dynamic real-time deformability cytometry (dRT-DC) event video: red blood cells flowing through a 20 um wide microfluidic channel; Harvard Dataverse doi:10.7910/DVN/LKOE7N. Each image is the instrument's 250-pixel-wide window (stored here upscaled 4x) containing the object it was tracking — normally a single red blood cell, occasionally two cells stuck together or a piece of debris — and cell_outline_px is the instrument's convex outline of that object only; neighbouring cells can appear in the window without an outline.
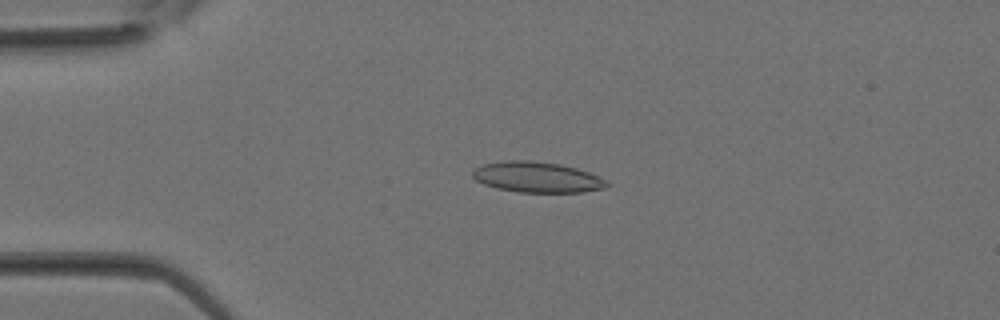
{"species": "Egyptian fruit bat (a non-hibernating species)", "species_latin": "Rousettus aegyptiacus", "temperature_condition": "room temperature", "stored_images_in_passage": 33, "camera_frame_rate_fps": 3000, "um_per_image_px": 0.085, "animal": {"sex": "female"}, "frame": {"image": 1, "passage_image": 7, "time_ms": 2.0, "image_size_px": [1000, 320], "cell_outline_px": [[608, 188], [580, 192], [516, 192], [496, 188], [484, 184], [476, 180], [472, 176], [472, 168], [484, 164], [504, 160], [532, 160], [560, 164], [576, 168], [588, 172], [604, 180], [608, 184]], "centroid_in_image_um": [45.59, 15.05], "position_along_channel_um": 39.4, "area_um2": 23.99}}
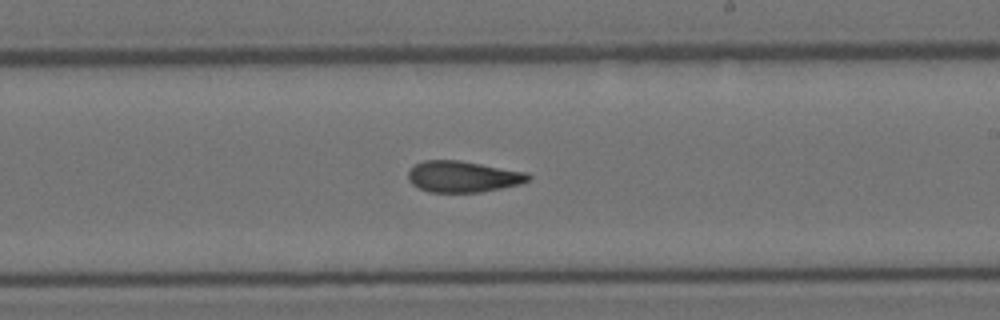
{"frame": {"image": 2, "passage_image": 19, "time_ms": 6.0, "image_size_px": [1000, 320], "cell_outline_px": [[532, 176], [528, 180], [520, 184], [480, 192], [428, 192], [412, 184], [408, 180], [408, 172], [416, 164], [424, 160], [460, 160], [528, 172]], "centroid_in_image_um": [39.36, 15.0], "position_along_channel_um": 249.6, "area_um2": 21.85}}
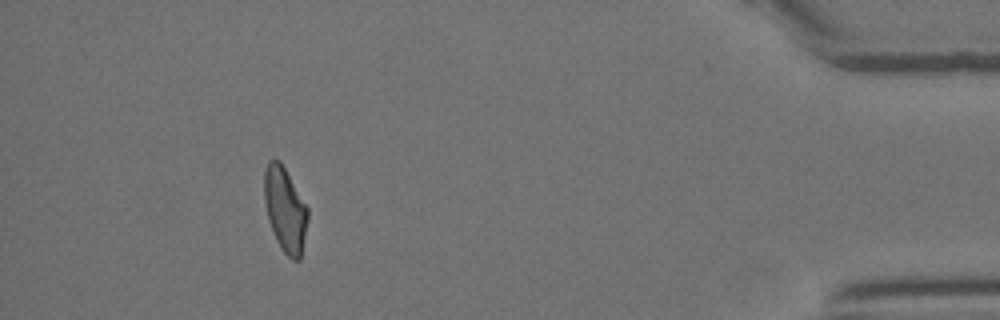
{"frame": {"image": 3, "passage_image": 30, "time_ms": 9.667, "image_size_px": [1000, 320], "cell_outline_px": [[308, 220], [300, 260], [292, 260], [284, 252], [276, 240], [268, 220], [264, 200], [264, 172], [268, 160], [280, 160], [308, 208]], "centroid_in_image_um": [24.23, 17.81], "position_along_channel_um": 411.0, "area_um2": 21.39}}